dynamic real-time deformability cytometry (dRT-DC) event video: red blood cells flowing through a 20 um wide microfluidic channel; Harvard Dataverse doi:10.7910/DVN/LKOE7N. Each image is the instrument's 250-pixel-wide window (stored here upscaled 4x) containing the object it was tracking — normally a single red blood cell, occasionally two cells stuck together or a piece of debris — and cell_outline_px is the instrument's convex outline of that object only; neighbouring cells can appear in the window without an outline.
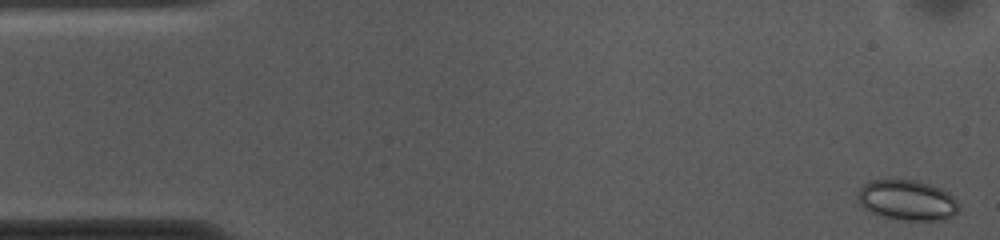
{"species": "common noctule bat (a hibernating species)", "species_latin": "Nyctalus noctula", "temperature_condition": "cold", "stored_images_in_passage": 55, "camera_frame_rate_fps": 3000, "um_per_image_px": 0.085, "animal": {"sex": "female", "body_mass_g": 10.0, "forearm_length_mm": 53.1}, "frame": {"image": 1, "passage_image": 2, "time_ms": 0.333, "image_size_px": [1000, 240], "cell_outline_px": [[960, 212], [944, 220], [900, 220], [880, 216], [864, 208], [856, 200], [856, 192], [868, 180], [888, 176], [916, 180], [932, 184], [948, 192], [960, 204]], "centroid_in_image_um": [77.07, 16.97], "position_along_channel_um": 7.9, "area_um2": 24.91}}
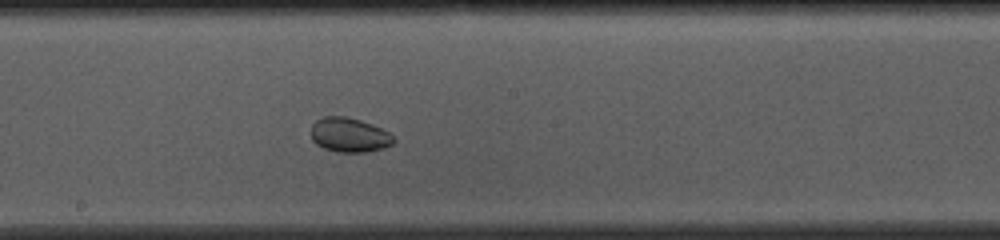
{"frame": {"image": 2, "passage_image": 29, "time_ms": 9.333, "image_size_px": [1000, 240], "cell_outline_px": [[396, 140], [392, 144], [384, 148], [368, 152], [336, 152], [324, 148], [316, 144], [312, 140], [312, 124], [316, 120], [324, 116], [344, 116], [360, 120], [372, 124], [388, 132]], "centroid_in_image_um": [29.69, 11.48], "position_along_channel_um": 218.5, "area_um2": 16.59}}
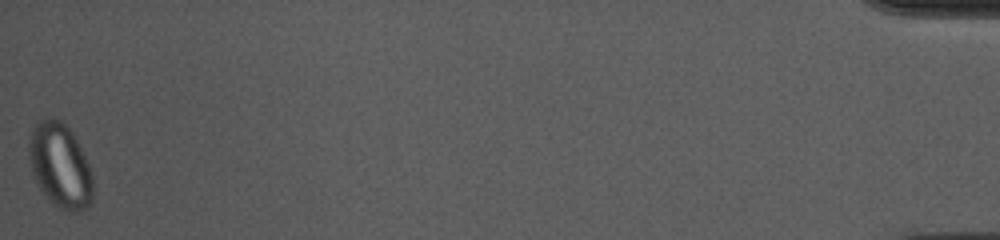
{"frame": {"image": 3, "passage_image": 55, "time_ms": 18.0, "image_size_px": [1000, 240], "cell_outline_px": [[92, 204], [88, 208], [80, 212], [64, 212], [48, 200], [36, 184], [32, 172], [28, 156], [28, 144], [32, 128], [40, 120], [48, 116], [52, 116], [60, 120], [72, 132], [92, 172]], "centroid_in_image_um": [5.09, 14.11], "position_along_channel_um": 430.1, "area_um2": 31.96}}